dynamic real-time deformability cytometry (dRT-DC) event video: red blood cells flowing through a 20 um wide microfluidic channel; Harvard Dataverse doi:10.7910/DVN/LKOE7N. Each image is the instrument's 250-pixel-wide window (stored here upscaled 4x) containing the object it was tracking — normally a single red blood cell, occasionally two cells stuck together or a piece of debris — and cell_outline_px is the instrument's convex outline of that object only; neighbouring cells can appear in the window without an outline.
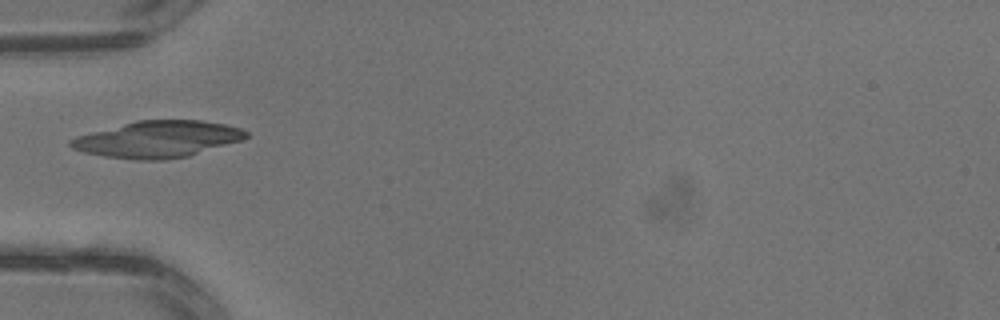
{"species": "common noctule bat (a hibernating species)", "species_latin": "Nyctalus noctula", "temperature_condition": "warm", "stored_images_in_passage": 3, "camera_frame_rate_fps": 3000, "um_per_image_px": 0.085, "animal": {"sex": "male", "body_mass_g": 13.3}, "frame": {"image": 1, "passage_image": 3, "time_ms": 0.667, "image_size_px": [1000, 320], "cell_outline_px": [[248, 136], [244, 140], [188, 156], [164, 160], [136, 160], [104, 156], [84, 152], [72, 148], [68, 144], [68, 140], [76, 136], [136, 120], [200, 120], [224, 124], [240, 128], [248, 132]], "centroid_in_image_um": [13.41, 11.84], "position_along_channel_um": 71.6, "area_um2": 37.45}}